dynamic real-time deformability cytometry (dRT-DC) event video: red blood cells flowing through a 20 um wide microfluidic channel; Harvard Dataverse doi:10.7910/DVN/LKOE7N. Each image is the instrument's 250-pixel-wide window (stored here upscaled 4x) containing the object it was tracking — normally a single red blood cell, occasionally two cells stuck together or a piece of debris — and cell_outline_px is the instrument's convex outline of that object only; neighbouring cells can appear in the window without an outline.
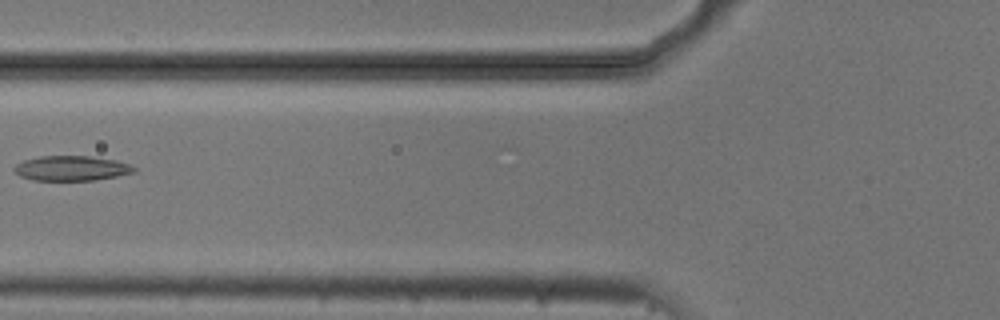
{"species": "common noctule bat (a hibernating species)", "species_latin": "Nyctalus noctula", "temperature_condition": "cold", "stored_images_in_passage": 6, "camera_frame_rate_fps": 3000, "um_per_image_px": 0.085, "animal": {"sex": "male", "body_mass_g": 20.5, "forearm_length_mm": 52.5}, "frame": {"image": 1, "passage_image": 5, "time_ms": 1.333, "image_size_px": [1000, 320], "cell_outline_px": [[136, 172], [96, 180], [32, 180], [20, 176], [16, 172], [16, 164], [24, 160], [40, 156], [88, 156], [116, 160], [128, 164], [136, 168]], "centroid_in_image_um": [6.1, 14.3], "position_along_channel_um": 119.7, "area_um2": 17.22}}
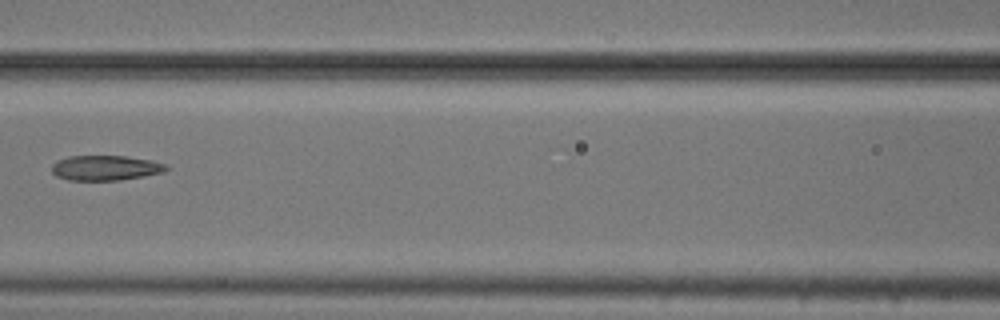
{"frame": {"image": 2, "passage_image": 6, "time_ms": 1.667, "image_size_px": [1000, 320], "cell_outline_px": [[168, 168], [164, 172], [144, 176], [120, 180], [68, 180], [56, 176], [52, 172], [52, 164], [56, 160], [68, 156], [124, 156], [152, 160], [164, 164]], "centroid_in_image_um": [8.93, 14.27], "position_along_channel_um": 157.7, "area_um2": 16.7}}